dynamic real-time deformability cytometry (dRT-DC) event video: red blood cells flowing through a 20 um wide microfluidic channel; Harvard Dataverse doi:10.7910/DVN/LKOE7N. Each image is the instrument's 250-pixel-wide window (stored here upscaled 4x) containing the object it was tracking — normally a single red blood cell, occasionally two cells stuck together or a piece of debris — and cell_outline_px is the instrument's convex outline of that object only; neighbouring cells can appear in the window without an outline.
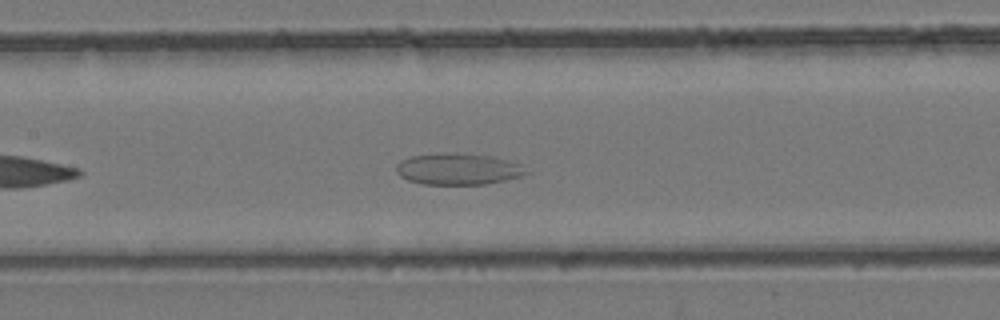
{"species": "common noctule bat (a hibernating species)", "species_latin": "Nyctalus noctula", "temperature_condition": "room temperature", "stored_images_in_passage": 29, "camera_frame_rate_fps": 3000, "um_per_image_px": 0.085, "animal": {"sex": "female", "body_mass_g": 24.6, "forearm_length_mm": 56.2}, "frame": {"image": 1, "passage_image": 9, "time_ms": 2.667, "image_size_px": [1000, 320], "cell_outline_px": [[528, 172], [520, 176], [504, 180], [484, 184], [424, 184], [408, 180], [400, 176], [396, 172], [396, 164], [400, 160], [412, 156], [492, 156], [520, 164]], "centroid_in_image_um": [38.92, 14.42], "position_along_channel_um": 168.5, "area_um2": 22.43}}
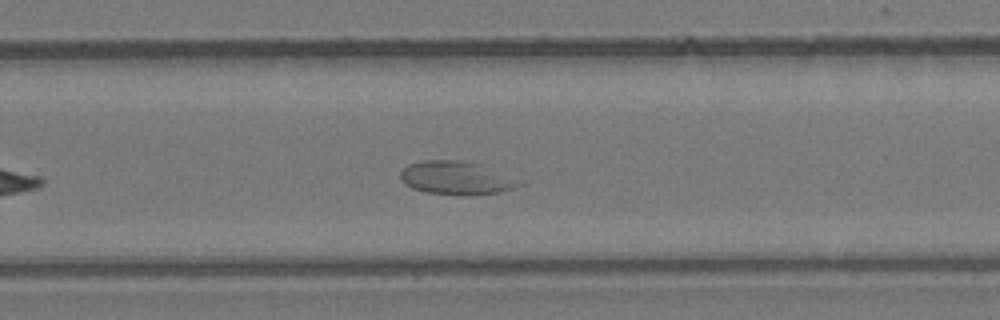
{"frame": {"image": 2, "passage_image": 16, "time_ms": 5.0, "image_size_px": [1000, 320], "cell_outline_px": [[524, 184], [500, 192], [428, 192], [412, 188], [404, 184], [400, 176], [400, 172], [408, 164], [424, 160], [460, 160], [480, 164]], "centroid_in_image_um": [38.67, 15.07], "position_along_channel_um": 291.1, "area_um2": 21.62}}
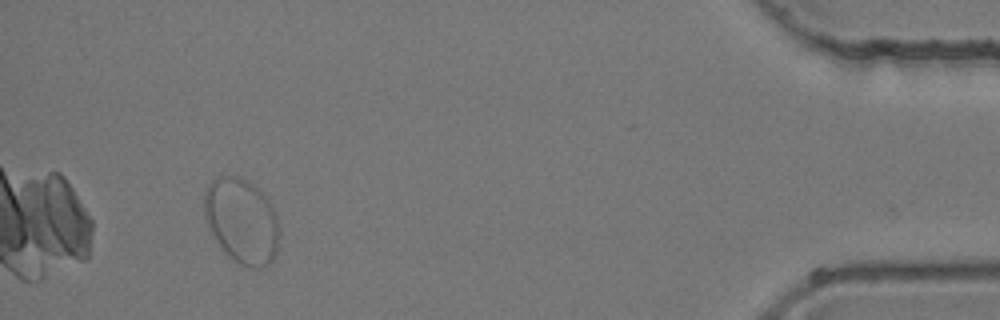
{"frame": {"image": 3, "passage_image": 27, "time_ms": 8.667, "image_size_px": [1000, 320], "cell_outline_px": [[280, 236], [276, 252], [272, 260], [268, 264], [260, 268], [248, 268], [232, 260], [220, 248], [208, 228], [204, 216], [204, 192], [208, 184], [216, 176], [236, 176], [252, 184], [264, 192], [272, 204], [276, 212], [280, 228]], "centroid_in_image_um": [20.55, 18.78], "position_along_channel_um": 414.6, "area_um2": 38.03}}